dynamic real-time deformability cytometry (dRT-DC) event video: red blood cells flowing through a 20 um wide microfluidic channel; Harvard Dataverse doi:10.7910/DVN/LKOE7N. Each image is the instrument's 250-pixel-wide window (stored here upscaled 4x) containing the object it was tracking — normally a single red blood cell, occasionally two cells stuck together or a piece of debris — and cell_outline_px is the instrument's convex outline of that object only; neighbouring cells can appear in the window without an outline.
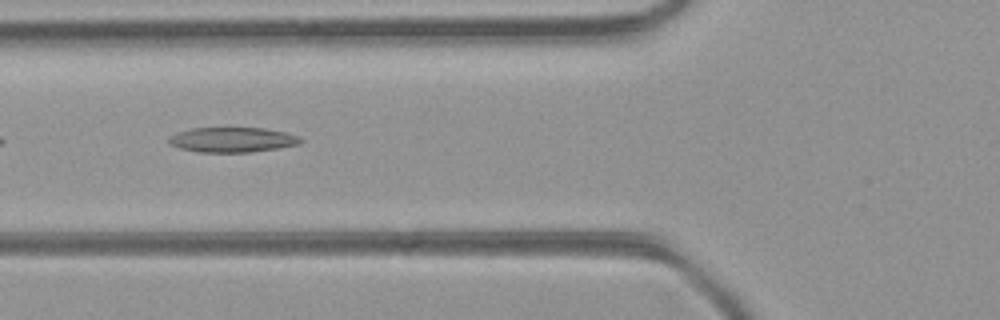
{"species": "common noctule bat (a hibernating species)", "species_latin": "Nyctalus noctula", "temperature_condition": "room temperature", "stored_images_in_passage": 42, "camera_frame_rate_fps": 3000, "um_per_image_px": 0.085, "animal": {"sex": "female", "body_mass_g": 21.9}, "frame": {"image": 1, "passage_image": 13, "time_ms": 4.0, "image_size_px": [1000, 320], "cell_outline_px": [[304, 140], [300, 144], [252, 152], [196, 152], [180, 148], [168, 144], [168, 136], [192, 128], [264, 128], [284, 132], [300, 136]], "centroid_in_image_um": [19.75, 11.88], "position_along_channel_um": 106.1, "area_um2": 19.19}}
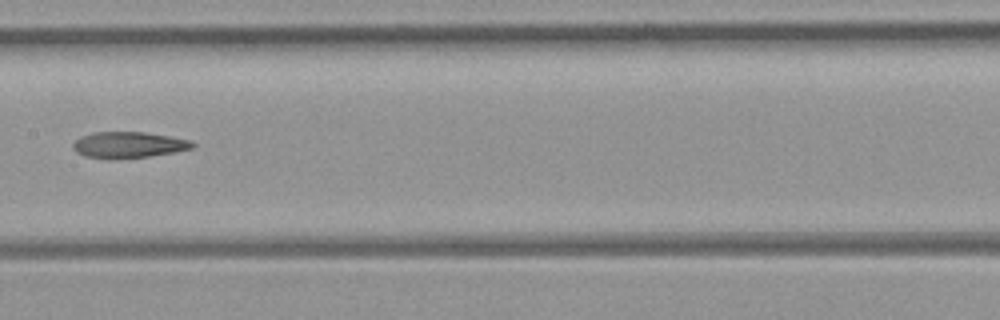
{"frame": {"image": 2, "passage_image": 19, "time_ms": 6.0, "image_size_px": [1000, 320], "cell_outline_px": [[196, 144], [192, 148], [172, 152], [148, 156], [112, 160], [108, 160], [84, 156], [76, 152], [72, 148], [72, 144], [80, 136], [92, 132], [144, 132], [168, 136], [188, 140]], "centroid_in_image_um": [10.83, 12.32], "position_along_channel_um": 196.6, "area_um2": 18.26}}
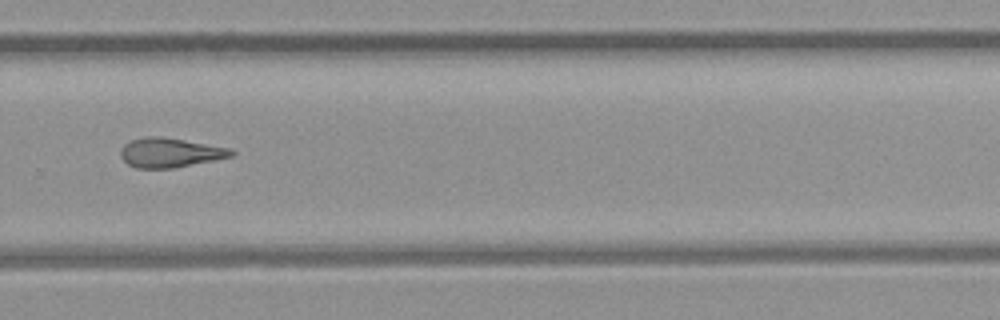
{"frame": {"image": 3, "passage_image": 27, "time_ms": 8.667, "image_size_px": [1000, 320], "cell_outline_px": [[236, 152], [232, 156], [172, 168], [136, 168], [128, 164], [120, 156], [120, 148], [124, 144], [132, 140], [148, 136], [160, 136], [232, 148]], "centroid_in_image_um": [14.44, 12.97], "position_along_channel_um": 315.4, "area_um2": 18.84}}